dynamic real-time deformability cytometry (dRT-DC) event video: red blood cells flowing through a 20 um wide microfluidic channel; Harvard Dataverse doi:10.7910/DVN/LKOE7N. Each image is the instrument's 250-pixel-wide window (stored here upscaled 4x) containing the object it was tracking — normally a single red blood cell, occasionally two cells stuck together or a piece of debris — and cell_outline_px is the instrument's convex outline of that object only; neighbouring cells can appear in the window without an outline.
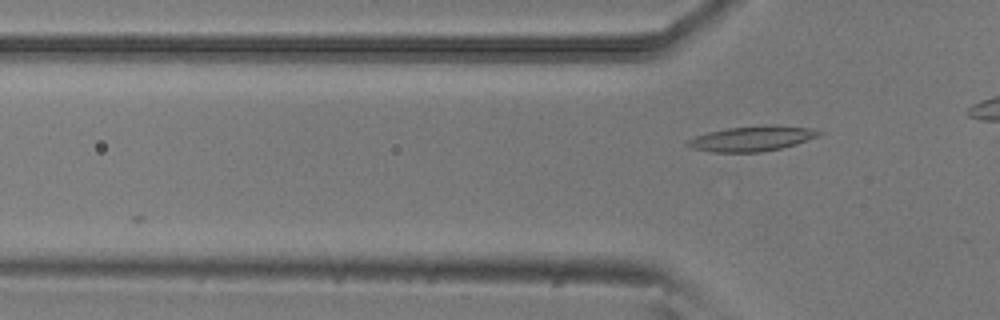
{"species": "common noctule bat (a hibernating species)", "species_latin": "Nyctalus noctula", "temperature_condition": "room temperature", "stored_images_in_passage": 3, "camera_frame_rate_fps": 3000, "um_per_image_px": 0.085, "animal": {"sex": "male", "body_mass_g": 20.5, "forearm_length_mm": 52.5}, "frame": {"image": 1, "passage_image": 3, "time_ms": 0.667, "image_size_px": [1000, 320], "cell_outline_px": [[824, 132], [820, 136], [796, 144], [780, 148], [760, 152], [712, 152], [692, 148], [684, 144], [688, 140], [696, 136], [708, 132], [728, 128], [772, 124], [776, 124], [808, 128]], "centroid_in_image_um": [63.94, 11.77], "position_along_channel_um": 61.9, "area_um2": 19.25}}